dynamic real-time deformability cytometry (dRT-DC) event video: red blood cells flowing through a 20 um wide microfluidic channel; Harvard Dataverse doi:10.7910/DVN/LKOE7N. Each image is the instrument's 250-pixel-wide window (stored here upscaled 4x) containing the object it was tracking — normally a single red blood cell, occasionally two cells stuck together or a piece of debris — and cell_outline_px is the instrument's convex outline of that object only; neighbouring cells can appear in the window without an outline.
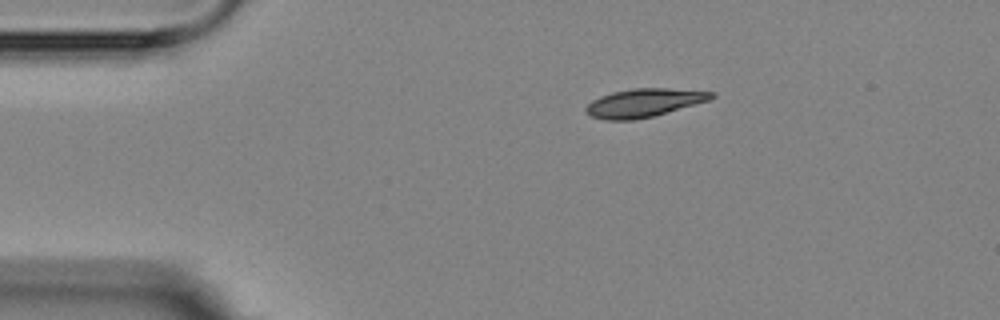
{"species": "Egyptian fruit bat (a non-hibernating species)", "species_latin": "Rousettus aegyptiacus", "temperature_condition": "room temperature", "stored_images_in_passage": 2, "camera_frame_rate_fps": 3000, "um_per_image_px": 0.085, "animal": {"sex": "female"}, "frame": {"image": 1, "passage_image": 1, "time_ms": 0.0, "image_size_px": [1000, 320], "cell_outline_px": [[716, 96], [708, 100], [652, 116], [632, 120], [604, 120], [592, 116], [584, 108], [592, 100], [600, 96], [612, 92], [632, 88], [668, 88], [716, 92]], "centroid_in_image_um": [54.72, 8.72], "position_along_channel_um": 30.3, "area_um2": 20.46}}